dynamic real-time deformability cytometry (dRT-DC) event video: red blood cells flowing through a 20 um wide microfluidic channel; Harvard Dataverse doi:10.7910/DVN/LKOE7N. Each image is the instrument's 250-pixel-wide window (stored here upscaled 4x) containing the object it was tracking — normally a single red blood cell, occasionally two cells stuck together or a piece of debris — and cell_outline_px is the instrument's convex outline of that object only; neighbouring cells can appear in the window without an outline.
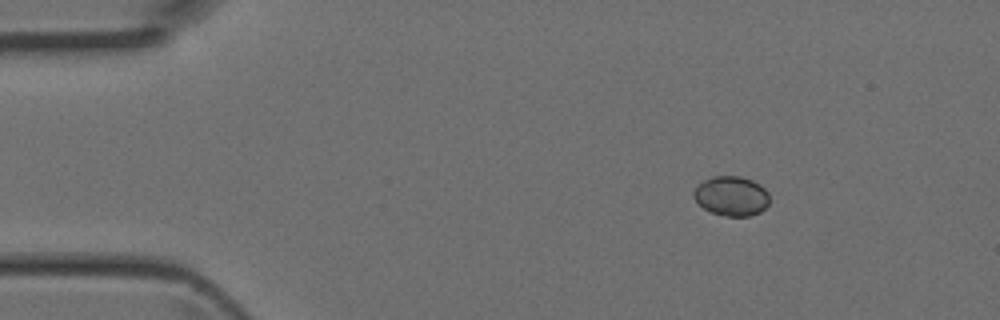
{"species": "Egyptian fruit bat (a non-hibernating species)", "species_latin": "Rousettus aegyptiacus", "temperature_condition": "room temperature", "stored_images_in_passage": 2, "camera_frame_rate_fps": 3000, "um_per_image_px": 0.085, "animal": {"sex": "female"}, "frame": {"image": 1, "passage_image": 1, "time_ms": 0.0, "image_size_px": [1000, 320], "cell_outline_px": [[768, 204], [760, 212], [752, 216], [728, 216], [712, 212], [704, 208], [692, 196], [692, 192], [704, 180], [712, 176], [740, 176], [752, 180], [760, 184], [768, 192]], "centroid_in_image_um": [62.18, 16.65], "position_along_channel_um": 22.8, "area_um2": 17.4}}